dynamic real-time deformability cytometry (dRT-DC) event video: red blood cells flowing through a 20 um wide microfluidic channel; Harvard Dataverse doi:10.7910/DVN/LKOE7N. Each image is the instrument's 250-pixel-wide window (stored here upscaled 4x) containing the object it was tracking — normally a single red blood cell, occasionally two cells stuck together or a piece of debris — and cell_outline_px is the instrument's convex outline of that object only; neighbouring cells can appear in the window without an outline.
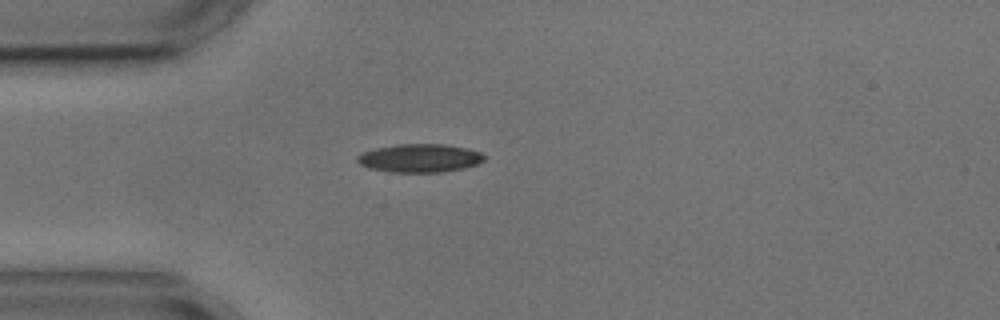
{"species": "common noctule bat (a hibernating species)", "species_latin": "Nyctalus noctula", "temperature_condition": "cold", "stored_images_in_passage": 1, "camera_frame_rate_fps": 3000, "um_per_image_px": 0.085, "animal": {"sex": "male", "body_mass_g": 17.9, "forearm_length_mm": 54.2}, "frame": {"image": 1, "passage_image": 1, "time_ms": 0.0, "image_size_px": [1000, 320], "cell_outline_px": [[488, 156], [484, 160], [476, 164], [464, 168], [440, 172], [392, 172], [368, 168], [360, 164], [356, 160], [356, 156], [364, 152], [376, 148], [400, 144], [444, 144], [468, 148], [480, 152]], "centroid_in_image_um": [35.7, 13.44], "position_along_channel_um": 49.3, "area_um2": 20.98}}